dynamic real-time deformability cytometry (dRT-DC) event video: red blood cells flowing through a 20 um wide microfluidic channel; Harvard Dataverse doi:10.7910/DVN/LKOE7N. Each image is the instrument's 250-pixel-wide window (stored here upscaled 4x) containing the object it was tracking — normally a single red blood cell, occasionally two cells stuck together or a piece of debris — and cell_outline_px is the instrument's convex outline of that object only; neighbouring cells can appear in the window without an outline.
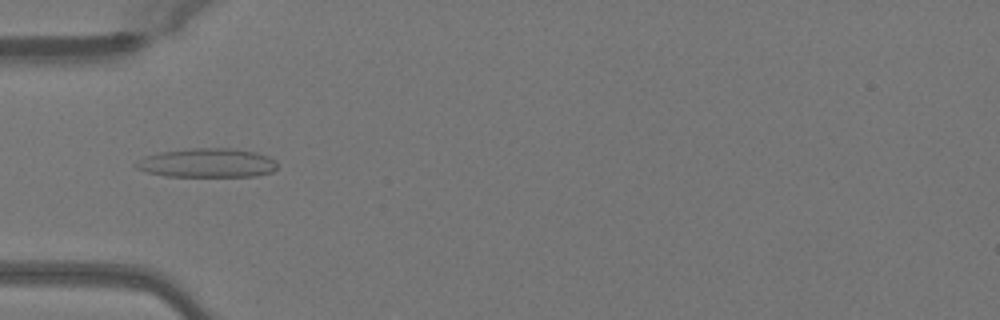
{"species": "Egyptian fruit bat (a non-hibernating species)", "species_latin": "Rousettus aegyptiacus", "temperature_condition": "warm", "stored_images_in_passage": 43, "camera_frame_rate_fps": 3000, "um_per_image_px": 0.085, "animal": {"sex": "female"}, "frame": {"image": 1, "passage_image": 9, "time_ms": 2.667, "image_size_px": [1000, 320], "cell_outline_px": [[276, 168], [272, 172], [256, 176], [164, 176], [148, 172], [136, 168], [132, 164], [144, 156], [160, 152], [188, 148], [232, 148], [256, 152], [268, 156], [276, 160]], "centroid_in_image_um": [17.6, 13.84], "position_along_channel_um": 67.4, "area_um2": 24.1}}
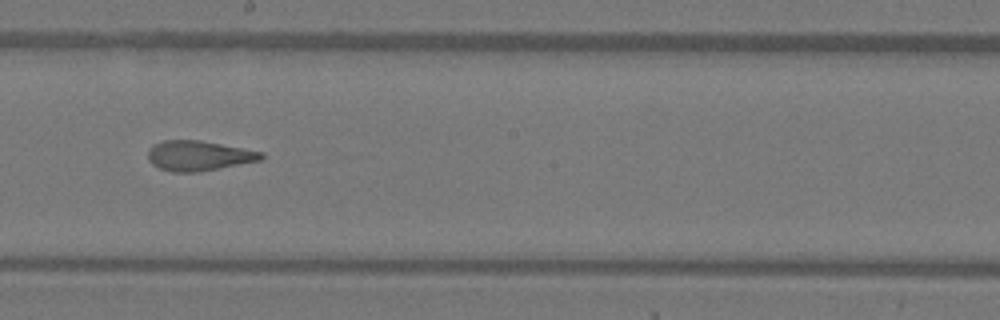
{"frame": {"image": 2, "passage_image": 21, "time_ms": 6.667, "image_size_px": [1000, 320], "cell_outline_px": [[264, 156], [260, 160], [196, 172], [172, 172], [160, 168], [152, 164], [148, 160], [148, 148], [152, 144], [164, 140], [200, 140], [264, 152]], "centroid_in_image_um": [16.84, 13.22], "position_along_channel_um": 231.4, "area_um2": 19.71}}
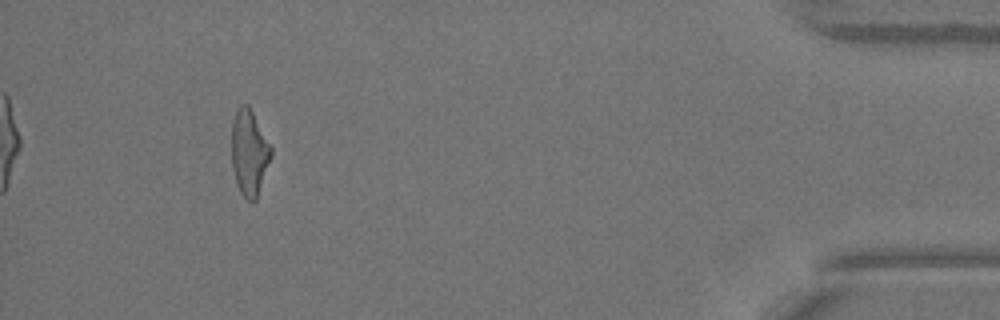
{"frame": {"image": 3, "passage_image": 39, "time_ms": 12.667, "image_size_px": [1000, 320], "cell_outline_px": [[272, 156], [256, 200], [252, 204], [240, 192], [236, 184], [232, 168], [232, 120], [240, 104], [248, 104], [272, 148]], "centroid_in_image_um": [21.18, 13.0], "position_along_channel_um": 414.0, "area_um2": 19.77}, "authors_computed_cell_mechanics": {"area_um2": 20.3456, "velocity_mm_per_s": 4.0869, "shape_relaxation_time_tau1_ms": 8.2705, "shape_relaxation_time_tau2_ms": 1.9252, "deformation_change_tau1": 0.2731, "deformation_change_tau2": 0.1214}}